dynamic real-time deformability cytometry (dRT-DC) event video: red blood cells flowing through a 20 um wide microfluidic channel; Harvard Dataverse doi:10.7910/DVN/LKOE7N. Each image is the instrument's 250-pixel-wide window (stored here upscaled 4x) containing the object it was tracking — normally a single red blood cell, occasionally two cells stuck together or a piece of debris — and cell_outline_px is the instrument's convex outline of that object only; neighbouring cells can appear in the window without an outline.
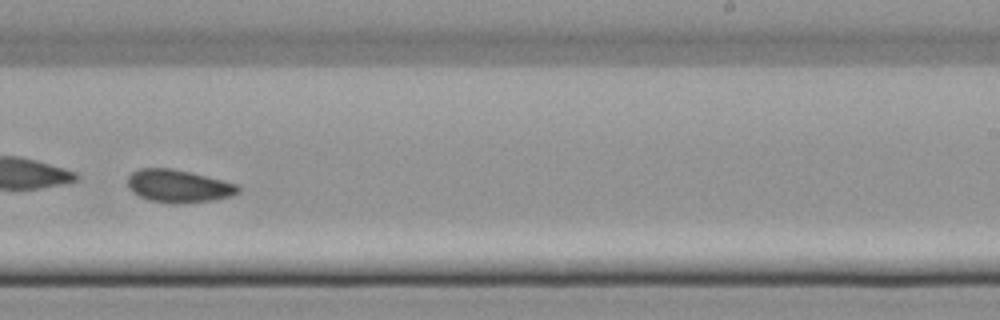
{"species": "common noctule bat (a hibernating species)", "species_latin": "Nyctalus noctula", "temperature_condition": "cold", "stored_images_in_passage": 44, "camera_frame_rate_fps": 3000, "um_per_image_px": 0.085, "animal": {"sex": "female", "body_mass_g": 22.7, "forearm_length_mm": 54.2}, "frame": {"image": 1, "passage_image": 32, "time_ms": 10.333, "image_size_px": [1000, 320], "cell_outline_px": [[240, 192], [232, 196], [212, 200], [180, 204], [172, 204], [148, 200], [132, 192], [128, 188], [128, 176], [132, 172], [140, 168], [172, 168], [192, 172], [236, 184], [240, 188]], "centroid_in_image_um": [15.15, 15.82], "position_along_channel_um": 273.8, "area_um2": 21.27}}